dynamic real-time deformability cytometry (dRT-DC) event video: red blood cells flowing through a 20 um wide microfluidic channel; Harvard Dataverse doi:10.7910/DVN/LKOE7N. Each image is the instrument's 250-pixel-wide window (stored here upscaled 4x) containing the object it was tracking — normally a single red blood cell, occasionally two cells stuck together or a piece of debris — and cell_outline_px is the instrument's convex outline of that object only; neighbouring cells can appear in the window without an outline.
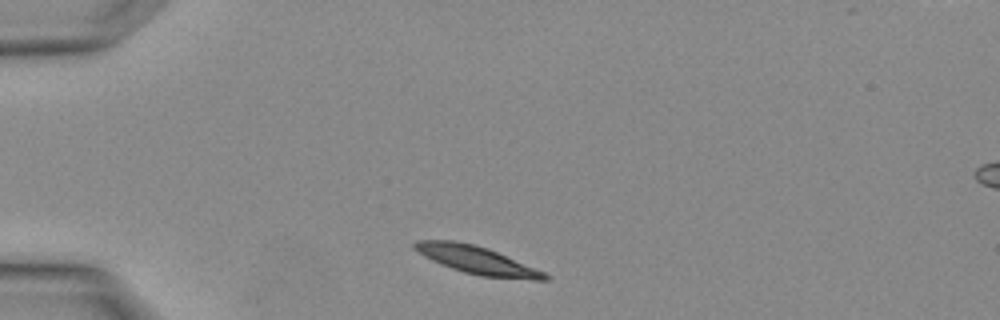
{"species": "Egyptian fruit bat (a non-hibernating species)", "species_latin": "Rousettus aegyptiacus", "temperature_condition": "warm", "stored_images_in_passage": 2, "segment_of_instrument_passage": [1, 2], "camera_frame_rate_fps": 3000, "um_per_image_px": 0.085, "animal": {"sex": "female"}, "frame": {"image": 1, "passage_image": 1, "time_ms": 0.0, "image_size_px": [1000, 320], "cell_outline_px": [[552, 276], [548, 280], [536, 280], [480, 276], [464, 272], [440, 264], [424, 256], [412, 248], [412, 244], [416, 240], [452, 240], [472, 244], [488, 248], [544, 272]], "centroid_in_image_um": [40.51, 22.11], "position_along_channel_um": 44.5, "area_um2": 20.98}}